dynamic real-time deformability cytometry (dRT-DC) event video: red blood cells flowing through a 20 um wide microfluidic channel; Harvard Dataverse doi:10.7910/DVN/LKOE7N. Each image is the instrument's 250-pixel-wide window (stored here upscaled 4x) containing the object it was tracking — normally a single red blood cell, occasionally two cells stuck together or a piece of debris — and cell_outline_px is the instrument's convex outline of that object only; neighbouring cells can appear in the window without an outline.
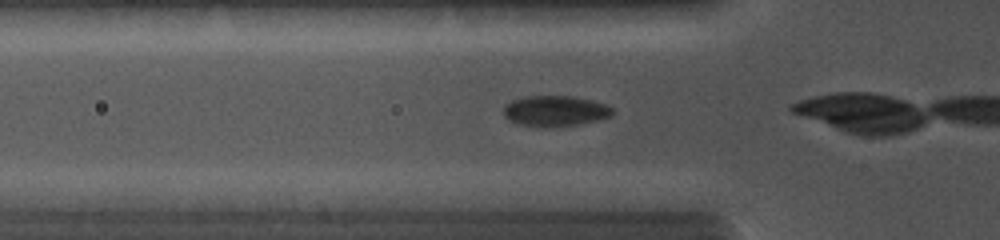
{"species": "common noctule bat (a hibernating species)", "species_latin": "Nyctalus noctula", "temperature_condition": "cold", "stored_images_in_passage": 3, "camera_frame_rate_fps": 5000, "um_per_image_px": 0.085, "animal": {"sex": "female", "body_mass_g": 19.0, "forearm_length_mm": 56.7}, "frame": {"image": 1, "passage_image": 2, "time_ms": 0.4, "image_size_px": [1000, 240], "cell_outline_px": [[616, 112], [612, 116], [580, 124], [552, 128], [520, 124], [508, 120], [504, 116], [504, 104], [512, 100], [524, 96], [572, 96], [608, 104]], "centroid_in_image_um": [47.2, 9.43], "position_along_channel_um": 78.6, "area_um2": 19.71}}